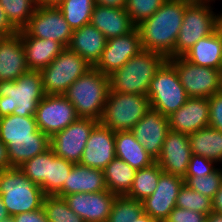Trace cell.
<instances>
[{
	"label": "cell",
	"instance_id": "obj_41",
	"mask_svg": "<svg viewBox=\"0 0 222 222\" xmlns=\"http://www.w3.org/2000/svg\"><path fill=\"white\" fill-rule=\"evenodd\" d=\"M166 0H127L125 10L132 23L137 26L150 18Z\"/></svg>",
	"mask_w": 222,
	"mask_h": 222
},
{
	"label": "cell",
	"instance_id": "obj_27",
	"mask_svg": "<svg viewBox=\"0 0 222 222\" xmlns=\"http://www.w3.org/2000/svg\"><path fill=\"white\" fill-rule=\"evenodd\" d=\"M183 57L189 62L214 69H222V39L216 32L199 39Z\"/></svg>",
	"mask_w": 222,
	"mask_h": 222
},
{
	"label": "cell",
	"instance_id": "obj_28",
	"mask_svg": "<svg viewBox=\"0 0 222 222\" xmlns=\"http://www.w3.org/2000/svg\"><path fill=\"white\" fill-rule=\"evenodd\" d=\"M115 154L117 158L125 161L136 170L156 162L136 140L131 131L115 132Z\"/></svg>",
	"mask_w": 222,
	"mask_h": 222
},
{
	"label": "cell",
	"instance_id": "obj_29",
	"mask_svg": "<svg viewBox=\"0 0 222 222\" xmlns=\"http://www.w3.org/2000/svg\"><path fill=\"white\" fill-rule=\"evenodd\" d=\"M188 136L192 154L222 163V131L208 126Z\"/></svg>",
	"mask_w": 222,
	"mask_h": 222
},
{
	"label": "cell",
	"instance_id": "obj_23",
	"mask_svg": "<svg viewBox=\"0 0 222 222\" xmlns=\"http://www.w3.org/2000/svg\"><path fill=\"white\" fill-rule=\"evenodd\" d=\"M90 23L103 33L106 39L126 35L136 27L125 8L100 5L94 6Z\"/></svg>",
	"mask_w": 222,
	"mask_h": 222
},
{
	"label": "cell",
	"instance_id": "obj_46",
	"mask_svg": "<svg viewBox=\"0 0 222 222\" xmlns=\"http://www.w3.org/2000/svg\"><path fill=\"white\" fill-rule=\"evenodd\" d=\"M19 31L11 24L4 9L0 5V37L12 36Z\"/></svg>",
	"mask_w": 222,
	"mask_h": 222
},
{
	"label": "cell",
	"instance_id": "obj_4",
	"mask_svg": "<svg viewBox=\"0 0 222 222\" xmlns=\"http://www.w3.org/2000/svg\"><path fill=\"white\" fill-rule=\"evenodd\" d=\"M110 90L109 76L95 67L79 77L63 94L79 118L100 121Z\"/></svg>",
	"mask_w": 222,
	"mask_h": 222
},
{
	"label": "cell",
	"instance_id": "obj_48",
	"mask_svg": "<svg viewBox=\"0 0 222 222\" xmlns=\"http://www.w3.org/2000/svg\"><path fill=\"white\" fill-rule=\"evenodd\" d=\"M95 5L113 8H125L127 0H94Z\"/></svg>",
	"mask_w": 222,
	"mask_h": 222
},
{
	"label": "cell",
	"instance_id": "obj_38",
	"mask_svg": "<svg viewBox=\"0 0 222 222\" xmlns=\"http://www.w3.org/2000/svg\"><path fill=\"white\" fill-rule=\"evenodd\" d=\"M19 169L32 182L40 186L47 196L48 150L25 161Z\"/></svg>",
	"mask_w": 222,
	"mask_h": 222
},
{
	"label": "cell",
	"instance_id": "obj_42",
	"mask_svg": "<svg viewBox=\"0 0 222 222\" xmlns=\"http://www.w3.org/2000/svg\"><path fill=\"white\" fill-rule=\"evenodd\" d=\"M217 163L213 160L192 154L185 176H204L214 172Z\"/></svg>",
	"mask_w": 222,
	"mask_h": 222
},
{
	"label": "cell",
	"instance_id": "obj_7",
	"mask_svg": "<svg viewBox=\"0 0 222 222\" xmlns=\"http://www.w3.org/2000/svg\"><path fill=\"white\" fill-rule=\"evenodd\" d=\"M212 0H192L186 7L175 46L174 57L183 56L199 39L216 30Z\"/></svg>",
	"mask_w": 222,
	"mask_h": 222
},
{
	"label": "cell",
	"instance_id": "obj_1",
	"mask_svg": "<svg viewBox=\"0 0 222 222\" xmlns=\"http://www.w3.org/2000/svg\"><path fill=\"white\" fill-rule=\"evenodd\" d=\"M191 1L166 0L150 18L136 26L143 50L159 53L166 59L174 57V46L183 15Z\"/></svg>",
	"mask_w": 222,
	"mask_h": 222
},
{
	"label": "cell",
	"instance_id": "obj_25",
	"mask_svg": "<svg viewBox=\"0 0 222 222\" xmlns=\"http://www.w3.org/2000/svg\"><path fill=\"white\" fill-rule=\"evenodd\" d=\"M107 190L104 180V172L100 169H94L74 164L71 172L65 180L58 197H64L75 193H93Z\"/></svg>",
	"mask_w": 222,
	"mask_h": 222
},
{
	"label": "cell",
	"instance_id": "obj_51",
	"mask_svg": "<svg viewBox=\"0 0 222 222\" xmlns=\"http://www.w3.org/2000/svg\"><path fill=\"white\" fill-rule=\"evenodd\" d=\"M206 222H222V214L212 211L206 216Z\"/></svg>",
	"mask_w": 222,
	"mask_h": 222
},
{
	"label": "cell",
	"instance_id": "obj_6",
	"mask_svg": "<svg viewBox=\"0 0 222 222\" xmlns=\"http://www.w3.org/2000/svg\"><path fill=\"white\" fill-rule=\"evenodd\" d=\"M150 109V101L145 95L109 90L99 122L113 132L130 131Z\"/></svg>",
	"mask_w": 222,
	"mask_h": 222
},
{
	"label": "cell",
	"instance_id": "obj_52",
	"mask_svg": "<svg viewBox=\"0 0 222 222\" xmlns=\"http://www.w3.org/2000/svg\"><path fill=\"white\" fill-rule=\"evenodd\" d=\"M10 215L7 212V209L2 201V197L0 194V221L6 219L7 217H9Z\"/></svg>",
	"mask_w": 222,
	"mask_h": 222
},
{
	"label": "cell",
	"instance_id": "obj_56",
	"mask_svg": "<svg viewBox=\"0 0 222 222\" xmlns=\"http://www.w3.org/2000/svg\"><path fill=\"white\" fill-rule=\"evenodd\" d=\"M219 93L222 94V69L220 70V89H219Z\"/></svg>",
	"mask_w": 222,
	"mask_h": 222
},
{
	"label": "cell",
	"instance_id": "obj_55",
	"mask_svg": "<svg viewBox=\"0 0 222 222\" xmlns=\"http://www.w3.org/2000/svg\"><path fill=\"white\" fill-rule=\"evenodd\" d=\"M0 222H15L14 219H13V216H9L7 217L6 219L0 221Z\"/></svg>",
	"mask_w": 222,
	"mask_h": 222
},
{
	"label": "cell",
	"instance_id": "obj_12",
	"mask_svg": "<svg viewBox=\"0 0 222 222\" xmlns=\"http://www.w3.org/2000/svg\"><path fill=\"white\" fill-rule=\"evenodd\" d=\"M97 123L98 121L91 118H78L67 128L50 138V148L56 156L78 164L90 132Z\"/></svg>",
	"mask_w": 222,
	"mask_h": 222
},
{
	"label": "cell",
	"instance_id": "obj_17",
	"mask_svg": "<svg viewBox=\"0 0 222 222\" xmlns=\"http://www.w3.org/2000/svg\"><path fill=\"white\" fill-rule=\"evenodd\" d=\"M169 130L168 117L151 108L130 131L145 151L157 160Z\"/></svg>",
	"mask_w": 222,
	"mask_h": 222
},
{
	"label": "cell",
	"instance_id": "obj_49",
	"mask_svg": "<svg viewBox=\"0 0 222 222\" xmlns=\"http://www.w3.org/2000/svg\"><path fill=\"white\" fill-rule=\"evenodd\" d=\"M212 210L222 214V183L212 199Z\"/></svg>",
	"mask_w": 222,
	"mask_h": 222
},
{
	"label": "cell",
	"instance_id": "obj_8",
	"mask_svg": "<svg viewBox=\"0 0 222 222\" xmlns=\"http://www.w3.org/2000/svg\"><path fill=\"white\" fill-rule=\"evenodd\" d=\"M147 97L151 108L167 117L187 102L188 94L168 60L161 65L151 80Z\"/></svg>",
	"mask_w": 222,
	"mask_h": 222
},
{
	"label": "cell",
	"instance_id": "obj_39",
	"mask_svg": "<svg viewBox=\"0 0 222 222\" xmlns=\"http://www.w3.org/2000/svg\"><path fill=\"white\" fill-rule=\"evenodd\" d=\"M176 207L197 211L205 214L206 216L213 211L212 199L197 191H194L185 183L179 190L176 200Z\"/></svg>",
	"mask_w": 222,
	"mask_h": 222
},
{
	"label": "cell",
	"instance_id": "obj_37",
	"mask_svg": "<svg viewBox=\"0 0 222 222\" xmlns=\"http://www.w3.org/2000/svg\"><path fill=\"white\" fill-rule=\"evenodd\" d=\"M142 202L125 196H117L107 222H132L142 213Z\"/></svg>",
	"mask_w": 222,
	"mask_h": 222
},
{
	"label": "cell",
	"instance_id": "obj_24",
	"mask_svg": "<svg viewBox=\"0 0 222 222\" xmlns=\"http://www.w3.org/2000/svg\"><path fill=\"white\" fill-rule=\"evenodd\" d=\"M107 39L91 23L73 30L68 49L76 52L93 67L100 60Z\"/></svg>",
	"mask_w": 222,
	"mask_h": 222
},
{
	"label": "cell",
	"instance_id": "obj_19",
	"mask_svg": "<svg viewBox=\"0 0 222 222\" xmlns=\"http://www.w3.org/2000/svg\"><path fill=\"white\" fill-rule=\"evenodd\" d=\"M191 156L189 136L169 130L156 162L163 172L184 178Z\"/></svg>",
	"mask_w": 222,
	"mask_h": 222
},
{
	"label": "cell",
	"instance_id": "obj_33",
	"mask_svg": "<svg viewBox=\"0 0 222 222\" xmlns=\"http://www.w3.org/2000/svg\"><path fill=\"white\" fill-rule=\"evenodd\" d=\"M94 6V0H63L57 8L62 12L69 26L76 30L90 23Z\"/></svg>",
	"mask_w": 222,
	"mask_h": 222
},
{
	"label": "cell",
	"instance_id": "obj_5",
	"mask_svg": "<svg viewBox=\"0 0 222 222\" xmlns=\"http://www.w3.org/2000/svg\"><path fill=\"white\" fill-rule=\"evenodd\" d=\"M0 194L10 216L43 208L46 196L19 167L0 171Z\"/></svg>",
	"mask_w": 222,
	"mask_h": 222
},
{
	"label": "cell",
	"instance_id": "obj_14",
	"mask_svg": "<svg viewBox=\"0 0 222 222\" xmlns=\"http://www.w3.org/2000/svg\"><path fill=\"white\" fill-rule=\"evenodd\" d=\"M142 50L140 35L135 27L126 35L107 39L102 56L94 67L109 76Z\"/></svg>",
	"mask_w": 222,
	"mask_h": 222
},
{
	"label": "cell",
	"instance_id": "obj_50",
	"mask_svg": "<svg viewBox=\"0 0 222 222\" xmlns=\"http://www.w3.org/2000/svg\"><path fill=\"white\" fill-rule=\"evenodd\" d=\"M63 0H36L37 6L42 7H57Z\"/></svg>",
	"mask_w": 222,
	"mask_h": 222
},
{
	"label": "cell",
	"instance_id": "obj_34",
	"mask_svg": "<svg viewBox=\"0 0 222 222\" xmlns=\"http://www.w3.org/2000/svg\"><path fill=\"white\" fill-rule=\"evenodd\" d=\"M74 163L56 156L51 148L48 149L47 196H57L63 187Z\"/></svg>",
	"mask_w": 222,
	"mask_h": 222
},
{
	"label": "cell",
	"instance_id": "obj_43",
	"mask_svg": "<svg viewBox=\"0 0 222 222\" xmlns=\"http://www.w3.org/2000/svg\"><path fill=\"white\" fill-rule=\"evenodd\" d=\"M209 102V127L218 131H222V94L215 93L210 98Z\"/></svg>",
	"mask_w": 222,
	"mask_h": 222
},
{
	"label": "cell",
	"instance_id": "obj_36",
	"mask_svg": "<svg viewBox=\"0 0 222 222\" xmlns=\"http://www.w3.org/2000/svg\"><path fill=\"white\" fill-rule=\"evenodd\" d=\"M43 210L48 222H84L69 207L64 198L45 196Z\"/></svg>",
	"mask_w": 222,
	"mask_h": 222
},
{
	"label": "cell",
	"instance_id": "obj_10",
	"mask_svg": "<svg viewBox=\"0 0 222 222\" xmlns=\"http://www.w3.org/2000/svg\"><path fill=\"white\" fill-rule=\"evenodd\" d=\"M175 68L188 97L210 98L220 89V70L195 65L183 56L167 59Z\"/></svg>",
	"mask_w": 222,
	"mask_h": 222
},
{
	"label": "cell",
	"instance_id": "obj_44",
	"mask_svg": "<svg viewBox=\"0 0 222 222\" xmlns=\"http://www.w3.org/2000/svg\"><path fill=\"white\" fill-rule=\"evenodd\" d=\"M164 222H206V215L197 211L175 207Z\"/></svg>",
	"mask_w": 222,
	"mask_h": 222
},
{
	"label": "cell",
	"instance_id": "obj_31",
	"mask_svg": "<svg viewBox=\"0 0 222 222\" xmlns=\"http://www.w3.org/2000/svg\"><path fill=\"white\" fill-rule=\"evenodd\" d=\"M11 167H19L25 161L44 153L50 148V139L12 140L6 145Z\"/></svg>",
	"mask_w": 222,
	"mask_h": 222
},
{
	"label": "cell",
	"instance_id": "obj_53",
	"mask_svg": "<svg viewBox=\"0 0 222 222\" xmlns=\"http://www.w3.org/2000/svg\"><path fill=\"white\" fill-rule=\"evenodd\" d=\"M132 222H159V221L152 219L148 214L143 212L136 220H133Z\"/></svg>",
	"mask_w": 222,
	"mask_h": 222
},
{
	"label": "cell",
	"instance_id": "obj_13",
	"mask_svg": "<svg viewBox=\"0 0 222 222\" xmlns=\"http://www.w3.org/2000/svg\"><path fill=\"white\" fill-rule=\"evenodd\" d=\"M24 30L31 36L58 41L68 47L73 29L57 7L37 6Z\"/></svg>",
	"mask_w": 222,
	"mask_h": 222
},
{
	"label": "cell",
	"instance_id": "obj_2",
	"mask_svg": "<svg viewBox=\"0 0 222 222\" xmlns=\"http://www.w3.org/2000/svg\"><path fill=\"white\" fill-rule=\"evenodd\" d=\"M44 96L40 71L28 70L15 81H0V118L35 116Z\"/></svg>",
	"mask_w": 222,
	"mask_h": 222
},
{
	"label": "cell",
	"instance_id": "obj_30",
	"mask_svg": "<svg viewBox=\"0 0 222 222\" xmlns=\"http://www.w3.org/2000/svg\"><path fill=\"white\" fill-rule=\"evenodd\" d=\"M136 169L115 157L103 170L107 190L117 196H125L132 188Z\"/></svg>",
	"mask_w": 222,
	"mask_h": 222
},
{
	"label": "cell",
	"instance_id": "obj_3",
	"mask_svg": "<svg viewBox=\"0 0 222 222\" xmlns=\"http://www.w3.org/2000/svg\"><path fill=\"white\" fill-rule=\"evenodd\" d=\"M167 59L156 52L142 50L109 75L110 90L147 96L151 80Z\"/></svg>",
	"mask_w": 222,
	"mask_h": 222
},
{
	"label": "cell",
	"instance_id": "obj_40",
	"mask_svg": "<svg viewBox=\"0 0 222 222\" xmlns=\"http://www.w3.org/2000/svg\"><path fill=\"white\" fill-rule=\"evenodd\" d=\"M222 168H218L209 175L185 176L184 183L194 191L213 199L222 183Z\"/></svg>",
	"mask_w": 222,
	"mask_h": 222
},
{
	"label": "cell",
	"instance_id": "obj_35",
	"mask_svg": "<svg viewBox=\"0 0 222 222\" xmlns=\"http://www.w3.org/2000/svg\"><path fill=\"white\" fill-rule=\"evenodd\" d=\"M11 24L18 30H23L37 8L36 0H0Z\"/></svg>",
	"mask_w": 222,
	"mask_h": 222
},
{
	"label": "cell",
	"instance_id": "obj_9",
	"mask_svg": "<svg viewBox=\"0 0 222 222\" xmlns=\"http://www.w3.org/2000/svg\"><path fill=\"white\" fill-rule=\"evenodd\" d=\"M92 67L79 54L65 48L50 65L40 71L45 95H63Z\"/></svg>",
	"mask_w": 222,
	"mask_h": 222
},
{
	"label": "cell",
	"instance_id": "obj_54",
	"mask_svg": "<svg viewBox=\"0 0 222 222\" xmlns=\"http://www.w3.org/2000/svg\"><path fill=\"white\" fill-rule=\"evenodd\" d=\"M216 32L222 39V13H220V15L217 14L216 16Z\"/></svg>",
	"mask_w": 222,
	"mask_h": 222
},
{
	"label": "cell",
	"instance_id": "obj_18",
	"mask_svg": "<svg viewBox=\"0 0 222 222\" xmlns=\"http://www.w3.org/2000/svg\"><path fill=\"white\" fill-rule=\"evenodd\" d=\"M115 157V132L98 122L90 132L79 164L103 171Z\"/></svg>",
	"mask_w": 222,
	"mask_h": 222
},
{
	"label": "cell",
	"instance_id": "obj_32",
	"mask_svg": "<svg viewBox=\"0 0 222 222\" xmlns=\"http://www.w3.org/2000/svg\"><path fill=\"white\" fill-rule=\"evenodd\" d=\"M163 170L157 162L136 171L132 188L126 195L131 199L143 201L153 194L157 188L160 174Z\"/></svg>",
	"mask_w": 222,
	"mask_h": 222
},
{
	"label": "cell",
	"instance_id": "obj_26",
	"mask_svg": "<svg viewBox=\"0 0 222 222\" xmlns=\"http://www.w3.org/2000/svg\"><path fill=\"white\" fill-rule=\"evenodd\" d=\"M22 139L50 138L38 129L35 116L22 117L11 114L0 118V141L4 145L12 140Z\"/></svg>",
	"mask_w": 222,
	"mask_h": 222
},
{
	"label": "cell",
	"instance_id": "obj_15",
	"mask_svg": "<svg viewBox=\"0 0 222 222\" xmlns=\"http://www.w3.org/2000/svg\"><path fill=\"white\" fill-rule=\"evenodd\" d=\"M183 184V178L162 172L156 190L141 201L144 213L154 220L164 222L176 207L177 196Z\"/></svg>",
	"mask_w": 222,
	"mask_h": 222
},
{
	"label": "cell",
	"instance_id": "obj_47",
	"mask_svg": "<svg viewBox=\"0 0 222 222\" xmlns=\"http://www.w3.org/2000/svg\"><path fill=\"white\" fill-rule=\"evenodd\" d=\"M12 168L8 158L7 146L0 141V171Z\"/></svg>",
	"mask_w": 222,
	"mask_h": 222
},
{
	"label": "cell",
	"instance_id": "obj_21",
	"mask_svg": "<svg viewBox=\"0 0 222 222\" xmlns=\"http://www.w3.org/2000/svg\"><path fill=\"white\" fill-rule=\"evenodd\" d=\"M28 70L21 35L0 37V81H15Z\"/></svg>",
	"mask_w": 222,
	"mask_h": 222
},
{
	"label": "cell",
	"instance_id": "obj_16",
	"mask_svg": "<svg viewBox=\"0 0 222 222\" xmlns=\"http://www.w3.org/2000/svg\"><path fill=\"white\" fill-rule=\"evenodd\" d=\"M117 195L109 190L93 193H75L63 198L68 207L84 222L108 221L112 205Z\"/></svg>",
	"mask_w": 222,
	"mask_h": 222
},
{
	"label": "cell",
	"instance_id": "obj_22",
	"mask_svg": "<svg viewBox=\"0 0 222 222\" xmlns=\"http://www.w3.org/2000/svg\"><path fill=\"white\" fill-rule=\"evenodd\" d=\"M18 33L21 35L29 70H43L65 49L58 41L31 37L24 29Z\"/></svg>",
	"mask_w": 222,
	"mask_h": 222
},
{
	"label": "cell",
	"instance_id": "obj_45",
	"mask_svg": "<svg viewBox=\"0 0 222 222\" xmlns=\"http://www.w3.org/2000/svg\"><path fill=\"white\" fill-rule=\"evenodd\" d=\"M15 222H48L43 208L13 216Z\"/></svg>",
	"mask_w": 222,
	"mask_h": 222
},
{
	"label": "cell",
	"instance_id": "obj_20",
	"mask_svg": "<svg viewBox=\"0 0 222 222\" xmlns=\"http://www.w3.org/2000/svg\"><path fill=\"white\" fill-rule=\"evenodd\" d=\"M209 115L208 98L189 97L183 106L168 116L169 129L190 135L209 126Z\"/></svg>",
	"mask_w": 222,
	"mask_h": 222
},
{
	"label": "cell",
	"instance_id": "obj_11",
	"mask_svg": "<svg viewBox=\"0 0 222 222\" xmlns=\"http://www.w3.org/2000/svg\"><path fill=\"white\" fill-rule=\"evenodd\" d=\"M78 118L74 106L64 95H45L35 113L38 129L49 138Z\"/></svg>",
	"mask_w": 222,
	"mask_h": 222
}]
</instances>
